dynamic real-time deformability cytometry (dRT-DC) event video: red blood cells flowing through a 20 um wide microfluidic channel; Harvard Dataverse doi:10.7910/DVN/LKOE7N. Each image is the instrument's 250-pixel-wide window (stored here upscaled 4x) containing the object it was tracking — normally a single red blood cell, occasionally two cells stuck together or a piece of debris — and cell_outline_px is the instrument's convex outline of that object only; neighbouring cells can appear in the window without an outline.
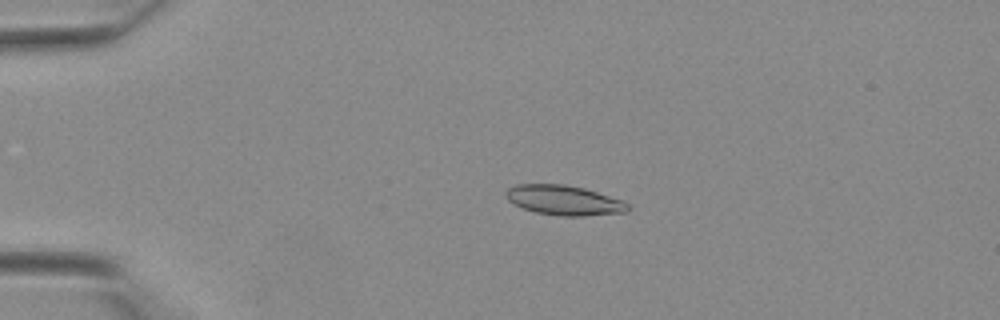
{"species": "Egyptian fruit bat (a non-hibernating species)", "species_latin": "Rousettus aegyptiacus", "temperature_condition": "warm", "stored_images_in_passage": 41, "camera_frame_rate_fps": 3000, "um_per_image_px": 0.085, "animal": {"sex": "female"}, "frame": {"image": 1, "passage_image": 9, "time_ms": 2.667, "image_size_px": [1000, 320], "cell_outline_px": [[628, 208], [624, 212], [580, 216], [564, 216], [536, 212], [524, 208], [508, 200], [508, 188], [520, 184], [560, 184], [580, 188], [596, 192], [620, 200], [628, 204]], "centroid_in_image_um": [47.93, 17.02], "position_along_channel_um": 37.1, "area_um2": 20.35}}
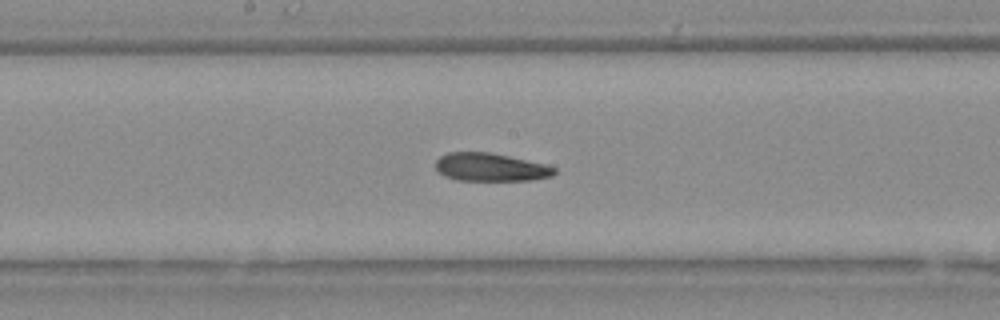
{"frame": {"image": 2, "passage_image": 22, "time_ms": 7.0, "image_size_px": [1000, 320], "cell_outline_px": [[556, 172], [552, 176], [528, 180], [460, 180], [444, 176], [436, 168], [436, 160], [440, 156], [448, 152], [488, 152], [508, 156], [544, 164], [556, 168]], "centroid_in_image_um": [41.67, 14.21], "position_along_channel_um": 206.5, "area_um2": 19.19}}
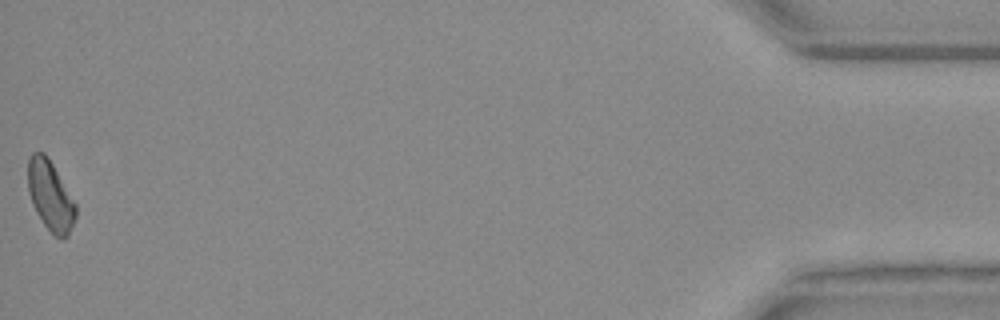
{"frame": {"image": 3, "passage_image": 41, "time_ms": 13.333, "image_size_px": [1000, 320], "cell_outline_px": [[76, 216], [68, 236], [56, 236], [44, 224], [36, 212], [32, 204], [28, 192], [28, 156], [32, 152], [44, 152], [52, 164], [76, 204]], "centroid_in_image_um": [4.26, 16.61], "position_along_channel_um": 430.9, "area_um2": 19.13}}